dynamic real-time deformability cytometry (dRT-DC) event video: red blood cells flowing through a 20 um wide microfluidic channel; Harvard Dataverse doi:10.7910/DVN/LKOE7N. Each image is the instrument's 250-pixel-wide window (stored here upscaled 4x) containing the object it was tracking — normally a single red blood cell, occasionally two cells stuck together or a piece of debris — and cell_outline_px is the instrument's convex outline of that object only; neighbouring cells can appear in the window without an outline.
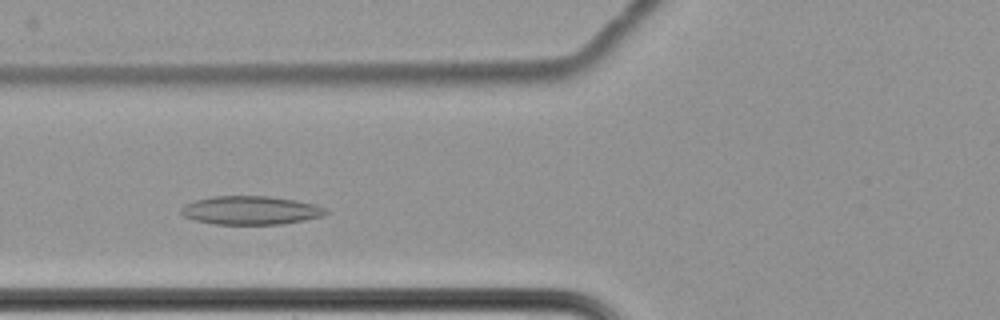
{"species": "common noctule bat (a hibernating species)", "species_latin": "Nyctalus noctula", "temperature_condition": "cold", "stored_images_in_passage": 40, "camera_frame_rate_fps": 3000, "um_per_image_px": 0.085, "animal": {"sex": "female", "body_mass_g": 22.7, "forearm_length_mm": 54.2}, "frame": {"image": 1, "passage_image": 8, "time_ms": 2.333, "image_size_px": [1000, 320], "cell_outline_px": [[332, 212], [324, 216], [304, 220], [280, 224], [216, 224], [196, 220], [184, 216], [180, 212], [180, 208], [184, 204], [196, 200], [212, 196], [268, 196], [296, 200], [316, 204], [328, 208]], "centroid_in_image_um": [21.37, 17.87], "position_along_channel_um": 104.4, "area_um2": 24.28}}
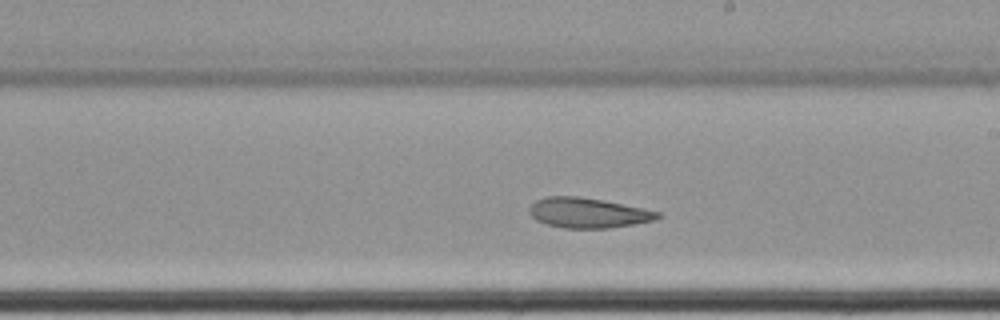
{"frame": {"image": 2, "passage_image": 20, "time_ms": 6.333, "image_size_px": [1000, 320], "cell_outline_px": [[664, 216], [652, 220], [632, 224], [608, 228], [564, 228], [548, 224], [536, 220], [528, 212], [528, 208], [536, 200], [544, 196], [580, 196], [644, 208], [660, 212]], "centroid_in_image_um": [49.96, 18.08], "position_along_channel_um": 239.0, "area_um2": 22.43}}
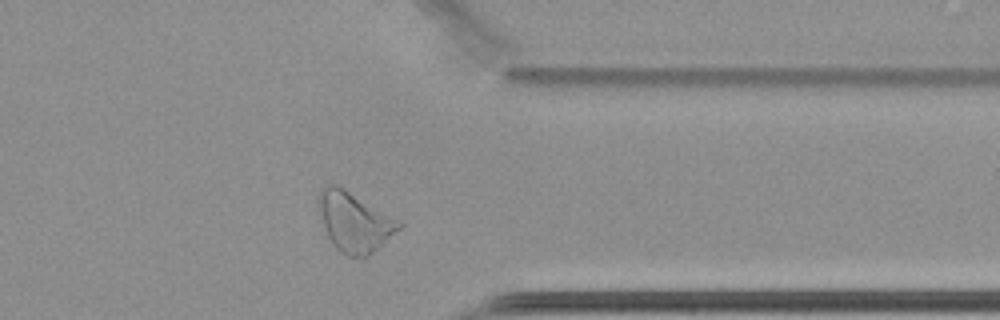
{"frame": {"image": 3, "passage_image": 33, "time_ms": 10.667, "image_size_px": [1000, 320], "cell_outline_px": [[404, 224], [400, 228], [368, 256], [348, 256], [340, 252], [332, 244], [320, 220], [316, 204], [316, 200], [320, 192], [328, 184], [336, 184], [344, 188], [400, 220]], "centroid_in_image_um": [30.08, 18.84], "position_along_channel_um": 381.3, "area_um2": 27.86}, "authors_computed_cell_mechanics": {"area_um2": 23.6402, "velocity_mm_per_s": 3.3715, "shape_relaxation_time_tau1_ms": 8.7209, "shape_relaxation_time_tau2_ms": 4.8818, "deformation_change_tau1": 0.1205, "deformation_change_tau2": 0.1083}}